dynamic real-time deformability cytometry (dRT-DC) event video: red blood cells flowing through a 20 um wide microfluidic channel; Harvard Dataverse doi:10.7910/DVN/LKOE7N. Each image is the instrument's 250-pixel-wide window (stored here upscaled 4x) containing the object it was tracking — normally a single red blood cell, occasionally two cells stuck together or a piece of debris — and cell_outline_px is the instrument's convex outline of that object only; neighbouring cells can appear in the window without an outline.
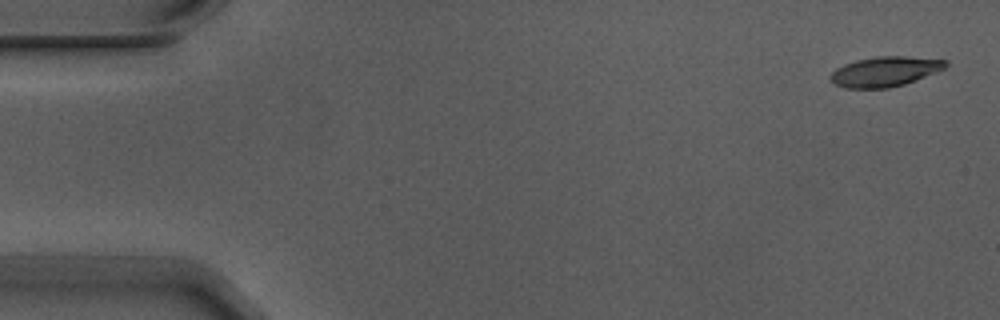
{"species": "Egyptian fruit bat (a non-hibernating species)", "species_latin": "Rousettus aegyptiacus", "temperature_condition": "warm", "stored_images_in_passage": 6, "segment_of_instrument_passage": [1, 2], "camera_frame_rate_fps": 3000, "um_per_image_px": 0.085, "animal": {"sex": "male"}, "frame": {"image": 1, "passage_image": 1, "time_ms": 0.0, "image_size_px": [1000, 320], "cell_outline_px": [[948, 64], [944, 68], [936, 72], [916, 80], [904, 84], [888, 88], [844, 88], [836, 84], [828, 76], [836, 68], [844, 64], [856, 60], [876, 56], [904, 56], [948, 60]], "centroid_in_image_um": [75.21, 6.07], "position_along_channel_um": 9.8, "area_um2": 20.06}}
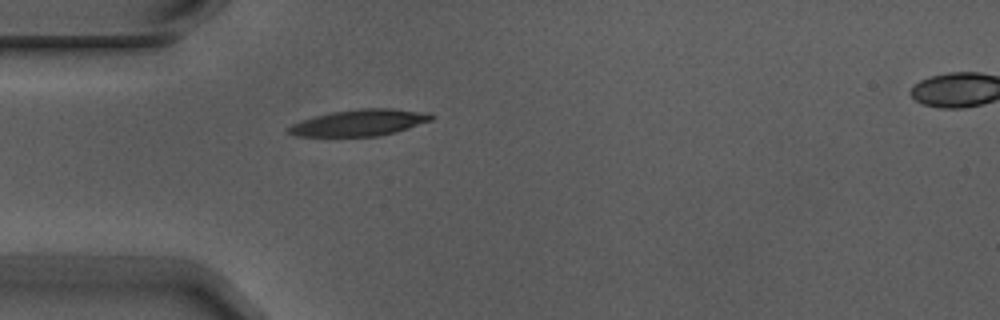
{"frame": {"image": 2, "passage_image": 5, "time_ms": 1.333, "image_size_px": [1000, 320], "cell_outline_px": [[436, 116], [432, 120], [396, 132], [380, 136], [296, 136], [288, 132], [288, 128], [292, 124], [316, 116], [332, 112], [360, 108], [392, 108], [428, 112]], "centroid_in_image_um": [30.63, 10.42], "position_along_channel_um": 54.4, "area_um2": 21.91}}